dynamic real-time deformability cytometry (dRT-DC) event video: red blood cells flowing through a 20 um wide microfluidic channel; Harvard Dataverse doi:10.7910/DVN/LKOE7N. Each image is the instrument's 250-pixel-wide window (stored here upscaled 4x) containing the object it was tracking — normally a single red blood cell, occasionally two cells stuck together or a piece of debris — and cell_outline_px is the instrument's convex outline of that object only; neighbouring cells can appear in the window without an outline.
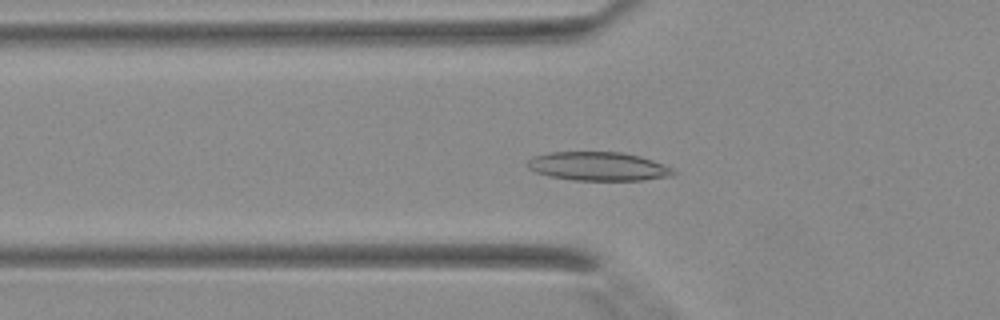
{"species": "Egyptian fruit bat (a non-hibernating species)", "species_latin": "Rousettus aegyptiacus", "temperature_condition": "warm", "stored_images_in_passage": 25, "camera_frame_rate_fps": 3000, "um_per_image_px": 0.085, "animal": {"sex": "female"}, "frame": {"image": 1, "passage_image": 3, "time_ms": 0.667, "image_size_px": [1000, 320], "cell_outline_px": [[676, 172], [672, 176], [644, 180], [572, 180], [552, 176], [536, 172], [528, 168], [528, 160], [536, 156], [548, 152], [620, 152], [640, 156], [664, 164], [672, 168]], "centroid_in_image_um": [50.89, 14.14], "position_along_channel_um": 74.9, "area_um2": 24.28}}
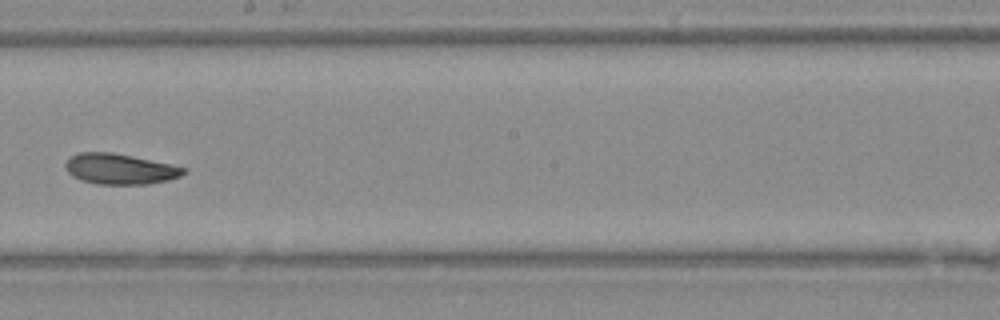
{"frame": {"image": 2, "passage_image": 13, "time_ms": 4.0, "image_size_px": [1000, 320], "cell_outline_px": [[184, 172], [180, 176], [168, 180], [148, 184], [100, 184], [80, 180], [72, 176], [68, 172], [64, 164], [72, 156], [80, 152], [112, 152], [132, 156], [168, 164], [184, 168]], "centroid_in_image_um": [10.14, 14.36], "position_along_channel_um": 238.1, "area_um2": 20.69}}
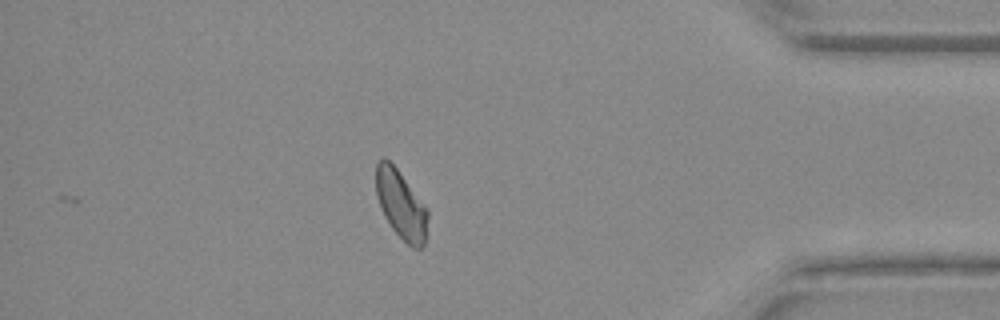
{"frame": {"image": 3, "passage_image": 25, "time_ms": 8.0, "image_size_px": [1000, 320], "cell_outline_px": [[428, 216], [424, 244], [420, 248], [412, 248], [392, 228], [384, 216], [376, 192], [376, 164], [384, 156], [396, 168], [428, 208]], "centroid_in_image_um": [34.09, 17.39], "position_along_channel_um": 401.1, "area_um2": 20.35}}